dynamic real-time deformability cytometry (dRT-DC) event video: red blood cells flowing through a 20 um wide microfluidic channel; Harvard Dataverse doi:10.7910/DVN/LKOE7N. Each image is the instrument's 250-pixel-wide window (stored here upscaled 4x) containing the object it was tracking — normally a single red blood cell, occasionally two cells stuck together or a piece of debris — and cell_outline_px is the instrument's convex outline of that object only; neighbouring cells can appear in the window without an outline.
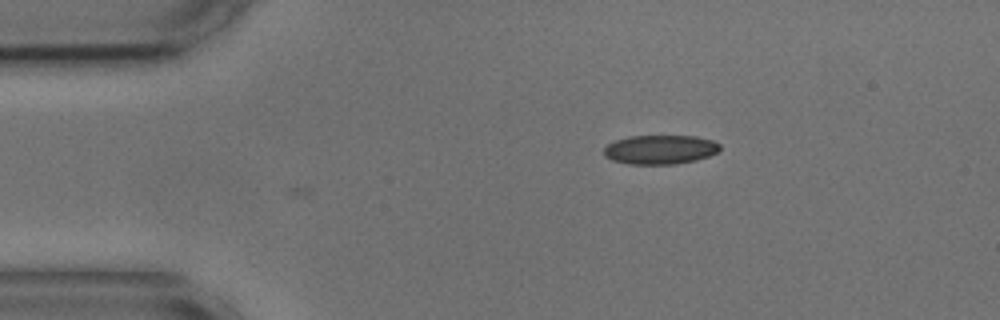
{"species": "common noctule bat (a hibernating species)", "species_latin": "Nyctalus noctula", "temperature_condition": "cold", "stored_images_in_passage": 3, "camera_frame_rate_fps": 3000, "um_per_image_px": 0.085, "animal": {"sex": "male", "body_mass_g": 17.9, "forearm_length_mm": 54.2}, "frame": {"image": 1, "passage_image": 1, "time_ms": 0.0, "image_size_px": [1000, 320], "cell_outline_px": [[720, 148], [716, 152], [708, 156], [696, 160], [676, 164], [628, 164], [612, 160], [604, 156], [604, 148], [608, 144], [616, 140], [628, 136], [696, 136], [712, 140], [720, 144]], "centroid_in_image_um": [56.1, 12.71], "position_along_channel_um": 28.9, "area_um2": 19.71}}